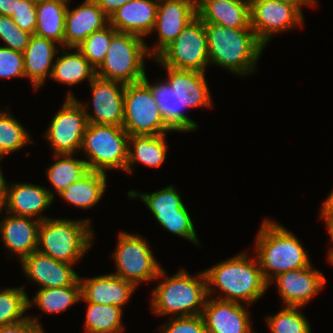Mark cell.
<instances>
[{
  "label": "cell",
  "instance_id": "obj_41",
  "mask_svg": "<svg viewBox=\"0 0 333 333\" xmlns=\"http://www.w3.org/2000/svg\"><path fill=\"white\" fill-rule=\"evenodd\" d=\"M159 333H207L201 315L173 317L166 321Z\"/></svg>",
  "mask_w": 333,
  "mask_h": 333
},
{
  "label": "cell",
  "instance_id": "obj_18",
  "mask_svg": "<svg viewBox=\"0 0 333 333\" xmlns=\"http://www.w3.org/2000/svg\"><path fill=\"white\" fill-rule=\"evenodd\" d=\"M19 264L25 276L39 285V289L81 285L73 264L55 260L38 251L23 258Z\"/></svg>",
  "mask_w": 333,
  "mask_h": 333
},
{
  "label": "cell",
  "instance_id": "obj_47",
  "mask_svg": "<svg viewBox=\"0 0 333 333\" xmlns=\"http://www.w3.org/2000/svg\"><path fill=\"white\" fill-rule=\"evenodd\" d=\"M14 7V0H0V15L12 16Z\"/></svg>",
  "mask_w": 333,
  "mask_h": 333
},
{
  "label": "cell",
  "instance_id": "obj_48",
  "mask_svg": "<svg viewBox=\"0 0 333 333\" xmlns=\"http://www.w3.org/2000/svg\"><path fill=\"white\" fill-rule=\"evenodd\" d=\"M325 224L330 236V240L333 244V220L325 221ZM327 253H328L327 260H329L328 262L333 265V248L330 249L329 252Z\"/></svg>",
  "mask_w": 333,
  "mask_h": 333
},
{
  "label": "cell",
  "instance_id": "obj_29",
  "mask_svg": "<svg viewBox=\"0 0 333 333\" xmlns=\"http://www.w3.org/2000/svg\"><path fill=\"white\" fill-rule=\"evenodd\" d=\"M61 48L62 54L54 60L50 79L71 86L86 79L90 83L96 76V69L76 47L66 48L75 50L74 53L65 52L66 49Z\"/></svg>",
  "mask_w": 333,
  "mask_h": 333
},
{
  "label": "cell",
  "instance_id": "obj_50",
  "mask_svg": "<svg viewBox=\"0 0 333 333\" xmlns=\"http://www.w3.org/2000/svg\"><path fill=\"white\" fill-rule=\"evenodd\" d=\"M281 2H304L303 0H278Z\"/></svg>",
  "mask_w": 333,
  "mask_h": 333
},
{
  "label": "cell",
  "instance_id": "obj_22",
  "mask_svg": "<svg viewBox=\"0 0 333 333\" xmlns=\"http://www.w3.org/2000/svg\"><path fill=\"white\" fill-rule=\"evenodd\" d=\"M65 15L64 48H75L93 32L109 25V17L95 0H84Z\"/></svg>",
  "mask_w": 333,
  "mask_h": 333
},
{
  "label": "cell",
  "instance_id": "obj_37",
  "mask_svg": "<svg viewBox=\"0 0 333 333\" xmlns=\"http://www.w3.org/2000/svg\"><path fill=\"white\" fill-rule=\"evenodd\" d=\"M300 310L302 307L285 306L275 315L266 316L271 333H311L310 324Z\"/></svg>",
  "mask_w": 333,
  "mask_h": 333
},
{
  "label": "cell",
  "instance_id": "obj_27",
  "mask_svg": "<svg viewBox=\"0 0 333 333\" xmlns=\"http://www.w3.org/2000/svg\"><path fill=\"white\" fill-rule=\"evenodd\" d=\"M166 136V134L129 136L128 161L125 171L132 173L133 165L138 162L152 168L160 167L166 159L169 147Z\"/></svg>",
  "mask_w": 333,
  "mask_h": 333
},
{
  "label": "cell",
  "instance_id": "obj_7",
  "mask_svg": "<svg viewBox=\"0 0 333 333\" xmlns=\"http://www.w3.org/2000/svg\"><path fill=\"white\" fill-rule=\"evenodd\" d=\"M129 134L121 126L88 123L80 151L91 171H125L128 161Z\"/></svg>",
  "mask_w": 333,
  "mask_h": 333
},
{
  "label": "cell",
  "instance_id": "obj_8",
  "mask_svg": "<svg viewBox=\"0 0 333 333\" xmlns=\"http://www.w3.org/2000/svg\"><path fill=\"white\" fill-rule=\"evenodd\" d=\"M122 127L133 135H159L173 132L166 123L150 87L142 80L126 84Z\"/></svg>",
  "mask_w": 333,
  "mask_h": 333
},
{
  "label": "cell",
  "instance_id": "obj_19",
  "mask_svg": "<svg viewBox=\"0 0 333 333\" xmlns=\"http://www.w3.org/2000/svg\"><path fill=\"white\" fill-rule=\"evenodd\" d=\"M201 316L207 333H257L249 322V311L239 302L208 296Z\"/></svg>",
  "mask_w": 333,
  "mask_h": 333
},
{
  "label": "cell",
  "instance_id": "obj_46",
  "mask_svg": "<svg viewBox=\"0 0 333 333\" xmlns=\"http://www.w3.org/2000/svg\"><path fill=\"white\" fill-rule=\"evenodd\" d=\"M7 185V181L2 173L0 165V214L3 210H6L4 208H6Z\"/></svg>",
  "mask_w": 333,
  "mask_h": 333
},
{
  "label": "cell",
  "instance_id": "obj_17",
  "mask_svg": "<svg viewBox=\"0 0 333 333\" xmlns=\"http://www.w3.org/2000/svg\"><path fill=\"white\" fill-rule=\"evenodd\" d=\"M271 283H277L278 293L285 306L305 307L325 286L326 277L320 270L313 268L311 263L305 268L284 272Z\"/></svg>",
  "mask_w": 333,
  "mask_h": 333
},
{
  "label": "cell",
  "instance_id": "obj_5",
  "mask_svg": "<svg viewBox=\"0 0 333 333\" xmlns=\"http://www.w3.org/2000/svg\"><path fill=\"white\" fill-rule=\"evenodd\" d=\"M89 219L48 218L41 221L37 251L69 264L81 261L93 244Z\"/></svg>",
  "mask_w": 333,
  "mask_h": 333
},
{
  "label": "cell",
  "instance_id": "obj_35",
  "mask_svg": "<svg viewBox=\"0 0 333 333\" xmlns=\"http://www.w3.org/2000/svg\"><path fill=\"white\" fill-rule=\"evenodd\" d=\"M31 137L11 112L0 111V160L5 155L19 151L25 145L33 143Z\"/></svg>",
  "mask_w": 333,
  "mask_h": 333
},
{
  "label": "cell",
  "instance_id": "obj_42",
  "mask_svg": "<svg viewBox=\"0 0 333 333\" xmlns=\"http://www.w3.org/2000/svg\"><path fill=\"white\" fill-rule=\"evenodd\" d=\"M12 19L24 31L34 34L36 30V2L33 0H14Z\"/></svg>",
  "mask_w": 333,
  "mask_h": 333
},
{
  "label": "cell",
  "instance_id": "obj_9",
  "mask_svg": "<svg viewBox=\"0 0 333 333\" xmlns=\"http://www.w3.org/2000/svg\"><path fill=\"white\" fill-rule=\"evenodd\" d=\"M178 192L173 185H169L152 193L130 190L127 196L140 198L164 229L199 246L193 220Z\"/></svg>",
  "mask_w": 333,
  "mask_h": 333
},
{
  "label": "cell",
  "instance_id": "obj_51",
  "mask_svg": "<svg viewBox=\"0 0 333 333\" xmlns=\"http://www.w3.org/2000/svg\"><path fill=\"white\" fill-rule=\"evenodd\" d=\"M196 6L201 3L203 0H191Z\"/></svg>",
  "mask_w": 333,
  "mask_h": 333
},
{
  "label": "cell",
  "instance_id": "obj_20",
  "mask_svg": "<svg viewBox=\"0 0 333 333\" xmlns=\"http://www.w3.org/2000/svg\"><path fill=\"white\" fill-rule=\"evenodd\" d=\"M55 194L56 192L47 187L28 182L8 184L5 211L11 215L43 221L49 217L42 212L52 205Z\"/></svg>",
  "mask_w": 333,
  "mask_h": 333
},
{
  "label": "cell",
  "instance_id": "obj_23",
  "mask_svg": "<svg viewBox=\"0 0 333 333\" xmlns=\"http://www.w3.org/2000/svg\"><path fill=\"white\" fill-rule=\"evenodd\" d=\"M158 4L159 0L129 1L111 15L109 24L118 32L147 37L155 25Z\"/></svg>",
  "mask_w": 333,
  "mask_h": 333
},
{
  "label": "cell",
  "instance_id": "obj_39",
  "mask_svg": "<svg viewBox=\"0 0 333 333\" xmlns=\"http://www.w3.org/2000/svg\"><path fill=\"white\" fill-rule=\"evenodd\" d=\"M31 35L29 32L22 30L11 16L0 15V39L5 44L3 47L23 53Z\"/></svg>",
  "mask_w": 333,
  "mask_h": 333
},
{
  "label": "cell",
  "instance_id": "obj_25",
  "mask_svg": "<svg viewBox=\"0 0 333 333\" xmlns=\"http://www.w3.org/2000/svg\"><path fill=\"white\" fill-rule=\"evenodd\" d=\"M197 17L204 24H216L235 29L251 28L250 1L203 0L197 5Z\"/></svg>",
  "mask_w": 333,
  "mask_h": 333
},
{
  "label": "cell",
  "instance_id": "obj_10",
  "mask_svg": "<svg viewBox=\"0 0 333 333\" xmlns=\"http://www.w3.org/2000/svg\"><path fill=\"white\" fill-rule=\"evenodd\" d=\"M117 242L112 255L116 266L114 275L136 286L156 279L162 266L152 254L145 238L120 231Z\"/></svg>",
  "mask_w": 333,
  "mask_h": 333
},
{
  "label": "cell",
  "instance_id": "obj_2",
  "mask_svg": "<svg viewBox=\"0 0 333 333\" xmlns=\"http://www.w3.org/2000/svg\"><path fill=\"white\" fill-rule=\"evenodd\" d=\"M205 30L210 66H220L243 77L256 71L265 46L252 28L235 29L205 24Z\"/></svg>",
  "mask_w": 333,
  "mask_h": 333
},
{
  "label": "cell",
  "instance_id": "obj_14",
  "mask_svg": "<svg viewBox=\"0 0 333 333\" xmlns=\"http://www.w3.org/2000/svg\"><path fill=\"white\" fill-rule=\"evenodd\" d=\"M163 67L167 77L165 81L170 85L181 101V133L194 132L199 127L184 112L195 107H212L211 94L207 84L206 73L194 70H178L164 66L157 58L153 59ZM185 110V111H184Z\"/></svg>",
  "mask_w": 333,
  "mask_h": 333
},
{
  "label": "cell",
  "instance_id": "obj_3",
  "mask_svg": "<svg viewBox=\"0 0 333 333\" xmlns=\"http://www.w3.org/2000/svg\"><path fill=\"white\" fill-rule=\"evenodd\" d=\"M255 242L256 257L269 286L278 275L311 264L309 255L297 236L270 218H265L262 222Z\"/></svg>",
  "mask_w": 333,
  "mask_h": 333
},
{
  "label": "cell",
  "instance_id": "obj_38",
  "mask_svg": "<svg viewBox=\"0 0 333 333\" xmlns=\"http://www.w3.org/2000/svg\"><path fill=\"white\" fill-rule=\"evenodd\" d=\"M118 31L110 24L93 32L76 48L84 55L89 63L97 69L106 57L112 37Z\"/></svg>",
  "mask_w": 333,
  "mask_h": 333
},
{
  "label": "cell",
  "instance_id": "obj_36",
  "mask_svg": "<svg viewBox=\"0 0 333 333\" xmlns=\"http://www.w3.org/2000/svg\"><path fill=\"white\" fill-rule=\"evenodd\" d=\"M28 298L25 285L0 290V327L18 323L28 318V315H24L29 310Z\"/></svg>",
  "mask_w": 333,
  "mask_h": 333
},
{
  "label": "cell",
  "instance_id": "obj_45",
  "mask_svg": "<svg viewBox=\"0 0 333 333\" xmlns=\"http://www.w3.org/2000/svg\"><path fill=\"white\" fill-rule=\"evenodd\" d=\"M320 219L333 220V190L320 207Z\"/></svg>",
  "mask_w": 333,
  "mask_h": 333
},
{
  "label": "cell",
  "instance_id": "obj_34",
  "mask_svg": "<svg viewBox=\"0 0 333 333\" xmlns=\"http://www.w3.org/2000/svg\"><path fill=\"white\" fill-rule=\"evenodd\" d=\"M147 75L143 81L150 87L166 123L177 132H181V101L177 93L164 80L149 83Z\"/></svg>",
  "mask_w": 333,
  "mask_h": 333
},
{
  "label": "cell",
  "instance_id": "obj_13",
  "mask_svg": "<svg viewBox=\"0 0 333 333\" xmlns=\"http://www.w3.org/2000/svg\"><path fill=\"white\" fill-rule=\"evenodd\" d=\"M66 96L44 134L55 154H77L88 125L85 111L73 92L69 91Z\"/></svg>",
  "mask_w": 333,
  "mask_h": 333
},
{
  "label": "cell",
  "instance_id": "obj_11",
  "mask_svg": "<svg viewBox=\"0 0 333 333\" xmlns=\"http://www.w3.org/2000/svg\"><path fill=\"white\" fill-rule=\"evenodd\" d=\"M156 58L173 69L205 73L209 65L205 24L196 17Z\"/></svg>",
  "mask_w": 333,
  "mask_h": 333
},
{
  "label": "cell",
  "instance_id": "obj_40",
  "mask_svg": "<svg viewBox=\"0 0 333 333\" xmlns=\"http://www.w3.org/2000/svg\"><path fill=\"white\" fill-rule=\"evenodd\" d=\"M24 77V56L22 52L0 46V78Z\"/></svg>",
  "mask_w": 333,
  "mask_h": 333
},
{
  "label": "cell",
  "instance_id": "obj_16",
  "mask_svg": "<svg viewBox=\"0 0 333 333\" xmlns=\"http://www.w3.org/2000/svg\"><path fill=\"white\" fill-rule=\"evenodd\" d=\"M197 17V6L191 0H159L152 33H157L153 49L147 45L152 59L156 58L182 30Z\"/></svg>",
  "mask_w": 333,
  "mask_h": 333
},
{
  "label": "cell",
  "instance_id": "obj_33",
  "mask_svg": "<svg viewBox=\"0 0 333 333\" xmlns=\"http://www.w3.org/2000/svg\"><path fill=\"white\" fill-rule=\"evenodd\" d=\"M84 328L86 333H121L124 331L123 309L106 304L86 302Z\"/></svg>",
  "mask_w": 333,
  "mask_h": 333
},
{
  "label": "cell",
  "instance_id": "obj_49",
  "mask_svg": "<svg viewBox=\"0 0 333 333\" xmlns=\"http://www.w3.org/2000/svg\"><path fill=\"white\" fill-rule=\"evenodd\" d=\"M307 5H308V7H310V6H317V2H318V0H303Z\"/></svg>",
  "mask_w": 333,
  "mask_h": 333
},
{
  "label": "cell",
  "instance_id": "obj_26",
  "mask_svg": "<svg viewBox=\"0 0 333 333\" xmlns=\"http://www.w3.org/2000/svg\"><path fill=\"white\" fill-rule=\"evenodd\" d=\"M55 41L32 34L24 56V73L34 90H38L47 77H51L54 60L59 54Z\"/></svg>",
  "mask_w": 333,
  "mask_h": 333
},
{
  "label": "cell",
  "instance_id": "obj_32",
  "mask_svg": "<svg viewBox=\"0 0 333 333\" xmlns=\"http://www.w3.org/2000/svg\"><path fill=\"white\" fill-rule=\"evenodd\" d=\"M81 297V285L38 289L34 298H28V308L37 305L44 313H60L81 302Z\"/></svg>",
  "mask_w": 333,
  "mask_h": 333
},
{
  "label": "cell",
  "instance_id": "obj_1",
  "mask_svg": "<svg viewBox=\"0 0 333 333\" xmlns=\"http://www.w3.org/2000/svg\"><path fill=\"white\" fill-rule=\"evenodd\" d=\"M248 254V250L243 251L204 270L209 297L213 296L215 289H220L222 296L219 294L217 299L249 306L265 294L269 284L262 274L256 255L251 258Z\"/></svg>",
  "mask_w": 333,
  "mask_h": 333
},
{
  "label": "cell",
  "instance_id": "obj_4",
  "mask_svg": "<svg viewBox=\"0 0 333 333\" xmlns=\"http://www.w3.org/2000/svg\"><path fill=\"white\" fill-rule=\"evenodd\" d=\"M166 271L161 268L157 279L163 278L152 290L151 309L158 316L182 317L201 315L204 309L207 293V279L205 272L196 276L181 269L173 276H165Z\"/></svg>",
  "mask_w": 333,
  "mask_h": 333
},
{
  "label": "cell",
  "instance_id": "obj_6",
  "mask_svg": "<svg viewBox=\"0 0 333 333\" xmlns=\"http://www.w3.org/2000/svg\"><path fill=\"white\" fill-rule=\"evenodd\" d=\"M145 57L151 58L143 38L117 32L104 61L96 69V76L124 84L142 81L146 76Z\"/></svg>",
  "mask_w": 333,
  "mask_h": 333
},
{
  "label": "cell",
  "instance_id": "obj_21",
  "mask_svg": "<svg viewBox=\"0 0 333 333\" xmlns=\"http://www.w3.org/2000/svg\"><path fill=\"white\" fill-rule=\"evenodd\" d=\"M79 281L82 301L112 305L122 309L137 288L134 283L126 281L113 273L86 279L79 277Z\"/></svg>",
  "mask_w": 333,
  "mask_h": 333
},
{
  "label": "cell",
  "instance_id": "obj_15",
  "mask_svg": "<svg viewBox=\"0 0 333 333\" xmlns=\"http://www.w3.org/2000/svg\"><path fill=\"white\" fill-rule=\"evenodd\" d=\"M93 114L87 110L88 104L81 103L88 123L104 125H123L124 91L126 84L95 76L90 82Z\"/></svg>",
  "mask_w": 333,
  "mask_h": 333
},
{
  "label": "cell",
  "instance_id": "obj_43",
  "mask_svg": "<svg viewBox=\"0 0 333 333\" xmlns=\"http://www.w3.org/2000/svg\"><path fill=\"white\" fill-rule=\"evenodd\" d=\"M0 333H44L38 318L28 316L21 322L0 327Z\"/></svg>",
  "mask_w": 333,
  "mask_h": 333
},
{
  "label": "cell",
  "instance_id": "obj_31",
  "mask_svg": "<svg viewBox=\"0 0 333 333\" xmlns=\"http://www.w3.org/2000/svg\"><path fill=\"white\" fill-rule=\"evenodd\" d=\"M53 155L55 162L47 168L46 174L48 181L58 194L72 183L81 181L91 172L84 159L74 158L76 154Z\"/></svg>",
  "mask_w": 333,
  "mask_h": 333
},
{
  "label": "cell",
  "instance_id": "obj_12",
  "mask_svg": "<svg viewBox=\"0 0 333 333\" xmlns=\"http://www.w3.org/2000/svg\"><path fill=\"white\" fill-rule=\"evenodd\" d=\"M305 2L278 0H251L250 26L259 41L266 47L275 34L302 27Z\"/></svg>",
  "mask_w": 333,
  "mask_h": 333
},
{
  "label": "cell",
  "instance_id": "obj_24",
  "mask_svg": "<svg viewBox=\"0 0 333 333\" xmlns=\"http://www.w3.org/2000/svg\"><path fill=\"white\" fill-rule=\"evenodd\" d=\"M7 214L2 221L0 220V235L7 250L17 255L21 261L37 251L41 221L32 217Z\"/></svg>",
  "mask_w": 333,
  "mask_h": 333
},
{
  "label": "cell",
  "instance_id": "obj_28",
  "mask_svg": "<svg viewBox=\"0 0 333 333\" xmlns=\"http://www.w3.org/2000/svg\"><path fill=\"white\" fill-rule=\"evenodd\" d=\"M70 0H42L36 2L35 35L64 46L65 15Z\"/></svg>",
  "mask_w": 333,
  "mask_h": 333
},
{
  "label": "cell",
  "instance_id": "obj_44",
  "mask_svg": "<svg viewBox=\"0 0 333 333\" xmlns=\"http://www.w3.org/2000/svg\"><path fill=\"white\" fill-rule=\"evenodd\" d=\"M102 11L110 18L125 3L132 0H95Z\"/></svg>",
  "mask_w": 333,
  "mask_h": 333
},
{
  "label": "cell",
  "instance_id": "obj_30",
  "mask_svg": "<svg viewBox=\"0 0 333 333\" xmlns=\"http://www.w3.org/2000/svg\"><path fill=\"white\" fill-rule=\"evenodd\" d=\"M106 186L107 174L91 171L84 179L72 183L58 195L72 206L89 209L102 199Z\"/></svg>",
  "mask_w": 333,
  "mask_h": 333
}]
</instances>
